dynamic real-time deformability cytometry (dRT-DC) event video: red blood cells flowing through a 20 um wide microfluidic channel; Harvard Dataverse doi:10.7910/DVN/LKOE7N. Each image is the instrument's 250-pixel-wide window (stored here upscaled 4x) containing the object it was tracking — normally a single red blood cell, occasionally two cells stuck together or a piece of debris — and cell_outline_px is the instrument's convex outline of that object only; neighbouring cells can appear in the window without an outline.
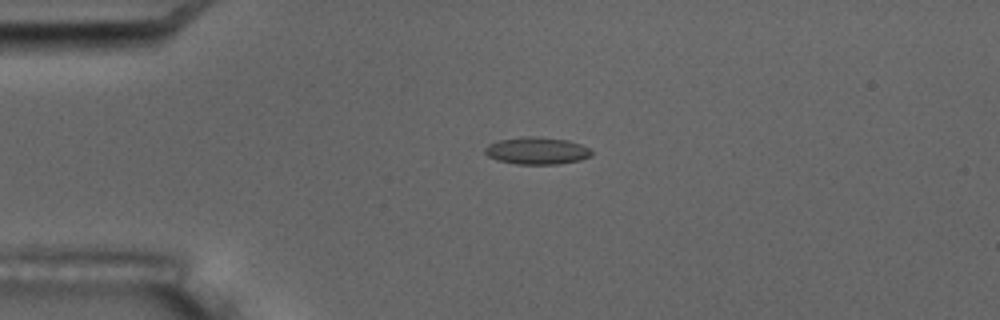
{"species": "common noctule bat (a hibernating species)", "species_latin": "Nyctalus noctula", "temperature_condition": "room temperature", "stored_images_in_passage": 3, "camera_frame_rate_fps": 3000, "um_per_image_px": 0.085, "animal": {"sex": "male", "body_mass_g": 17.5, "forearm_length_mm": 52.3}, "frame": {"image": 1, "passage_image": 2, "time_ms": 1.333, "image_size_px": [1000, 320], "cell_outline_px": [[592, 156], [580, 160], [560, 164], [516, 164], [496, 160], [488, 156], [484, 152], [484, 148], [488, 144], [500, 140], [524, 136], [532, 136], [568, 140], [580, 144], [588, 148], [592, 152]], "centroid_in_image_um": [45.62, 12.82], "position_along_channel_um": 39.4, "area_um2": 16.94}}